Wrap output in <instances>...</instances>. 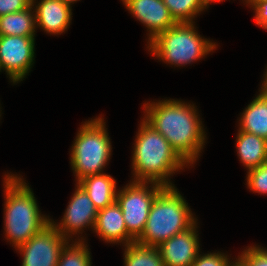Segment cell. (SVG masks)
I'll use <instances>...</instances> for the list:
<instances>
[{"mask_svg": "<svg viewBox=\"0 0 267 266\" xmlns=\"http://www.w3.org/2000/svg\"><path fill=\"white\" fill-rule=\"evenodd\" d=\"M143 107V119L166 138L187 165L194 164L206 140L196 107L175 99L147 102Z\"/></svg>", "mask_w": 267, "mask_h": 266, "instance_id": "6da1fadb", "label": "cell"}, {"mask_svg": "<svg viewBox=\"0 0 267 266\" xmlns=\"http://www.w3.org/2000/svg\"><path fill=\"white\" fill-rule=\"evenodd\" d=\"M132 156V181L155 182L174 187L169 177L188 166L166 138L144 119L138 128Z\"/></svg>", "mask_w": 267, "mask_h": 266, "instance_id": "7a4b0ae2", "label": "cell"}, {"mask_svg": "<svg viewBox=\"0 0 267 266\" xmlns=\"http://www.w3.org/2000/svg\"><path fill=\"white\" fill-rule=\"evenodd\" d=\"M17 176L8 173L3 178L5 236L15 248L27 242L50 223L49 217L39 211L31 188L21 176Z\"/></svg>", "mask_w": 267, "mask_h": 266, "instance_id": "3957f363", "label": "cell"}, {"mask_svg": "<svg viewBox=\"0 0 267 266\" xmlns=\"http://www.w3.org/2000/svg\"><path fill=\"white\" fill-rule=\"evenodd\" d=\"M196 220L177 188L165 187L153 201L145 229L136 242L158 247L172 236L190 228Z\"/></svg>", "mask_w": 267, "mask_h": 266, "instance_id": "277c9868", "label": "cell"}, {"mask_svg": "<svg viewBox=\"0 0 267 266\" xmlns=\"http://www.w3.org/2000/svg\"><path fill=\"white\" fill-rule=\"evenodd\" d=\"M195 22L176 23L148 43V49L160 60L174 66L191 64L216 49V44L202 38Z\"/></svg>", "mask_w": 267, "mask_h": 266, "instance_id": "5b68a950", "label": "cell"}, {"mask_svg": "<svg viewBox=\"0 0 267 266\" xmlns=\"http://www.w3.org/2000/svg\"><path fill=\"white\" fill-rule=\"evenodd\" d=\"M71 146V167L76 181L103 173L111 156V142L103 118L85 121Z\"/></svg>", "mask_w": 267, "mask_h": 266, "instance_id": "8992f818", "label": "cell"}, {"mask_svg": "<svg viewBox=\"0 0 267 266\" xmlns=\"http://www.w3.org/2000/svg\"><path fill=\"white\" fill-rule=\"evenodd\" d=\"M130 182L117 192L116 202L122 210L127 232L137 240L145 229L153 201L165 186L155 182Z\"/></svg>", "mask_w": 267, "mask_h": 266, "instance_id": "52a82bcc", "label": "cell"}, {"mask_svg": "<svg viewBox=\"0 0 267 266\" xmlns=\"http://www.w3.org/2000/svg\"><path fill=\"white\" fill-rule=\"evenodd\" d=\"M35 37L0 35V71L13 84L23 81L34 63Z\"/></svg>", "mask_w": 267, "mask_h": 266, "instance_id": "ba28073f", "label": "cell"}, {"mask_svg": "<svg viewBox=\"0 0 267 266\" xmlns=\"http://www.w3.org/2000/svg\"><path fill=\"white\" fill-rule=\"evenodd\" d=\"M68 241L49 223L16 250L23 256L22 266H57L61 250Z\"/></svg>", "mask_w": 267, "mask_h": 266, "instance_id": "9c48e42d", "label": "cell"}, {"mask_svg": "<svg viewBox=\"0 0 267 266\" xmlns=\"http://www.w3.org/2000/svg\"><path fill=\"white\" fill-rule=\"evenodd\" d=\"M76 184L75 192L70 202H68L69 204L61 221L57 224L50 219V223L68 240L72 238V234H82L85 227L89 228L90 226V228L94 229L98 213L86 191L78 183Z\"/></svg>", "mask_w": 267, "mask_h": 266, "instance_id": "30bf717a", "label": "cell"}, {"mask_svg": "<svg viewBox=\"0 0 267 266\" xmlns=\"http://www.w3.org/2000/svg\"><path fill=\"white\" fill-rule=\"evenodd\" d=\"M195 222L158 246L165 266H191L200 252Z\"/></svg>", "mask_w": 267, "mask_h": 266, "instance_id": "8fae6325", "label": "cell"}, {"mask_svg": "<svg viewBox=\"0 0 267 266\" xmlns=\"http://www.w3.org/2000/svg\"><path fill=\"white\" fill-rule=\"evenodd\" d=\"M126 8L149 30L148 43L177 22L162 0H122Z\"/></svg>", "mask_w": 267, "mask_h": 266, "instance_id": "7c38bea8", "label": "cell"}, {"mask_svg": "<svg viewBox=\"0 0 267 266\" xmlns=\"http://www.w3.org/2000/svg\"><path fill=\"white\" fill-rule=\"evenodd\" d=\"M93 230L101 239L108 243H122L126 246L136 241L127 232L122 210L117 202L98 210Z\"/></svg>", "mask_w": 267, "mask_h": 266, "instance_id": "4fadbf2b", "label": "cell"}, {"mask_svg": "<svg viewBox=\"0 0 267 266\" xmlns=\"http://www.w3.org/2000/svg\"><path fill=\"white\" fill-rule=\"evenodd\" d=\"M35 12L36 28L40 27L49 34H62L67 31L72 20V9L61 0H40ZM36 7V8H35Z\"/></svg>", "mask_w": 267, "mask_h": 266, "instance_id": "5bb4252c", "label": "cell"}, {"mask_svg": "<svg viewBox=\"0 0 267 266\" xmlns=\"http://www.w3.org/2000/svg\"><path fill=\"white\" fill-rule=\"evenodd\" d=\"M76 183L86 191L97 210L116 202V180L111 175L105 173L89 175Z\"/></svg>", "mask_w": 267, "mask_h": 266, "instance_id": "9a60e30c", "label": "cell"}, {"mask_svg": "<svg viewBox=\"0 0 267 266\" xmlns=\"http://www.w3.org/2000/svg\"><path fill=\"white\" fill-rule=\"evenodd\" d=\"M259 92L241 114L239 130L267 140V93L262 88Z\"/></svg>", "mask_w": 267, "mask_h": 266, "instance_id": "2e32d148", "label": "cell"}, {"mask_svg": "<svg viewBox=\"0 0 267 266\" xmlns=\"http://www.w3.org/2000/svg\"><path fill=\"white\" fill-rule=\"evenodd\" d=\"M236 147L241 163L248 170L267 161V140L263 137L238 130Z\"/></svg>", "mask_w": 267, "mask_h": 266, "instance_id": "e0dca14e", "label": "cell"}, {"mask_svg": "<svg viewBox=\"0 0 267 266\" xmlns=\"http://www.w3.org/2000/svg\"><path fill=\"white\" fill-rule=\"evenodd\" d=\"M35 29L36 19L32 5L20 12L0 16V35L35 37Z\"/></svg>", "mask_w": 267, "mask_h": 266, "instance_id": "ac0fdd59", "label": "cell"}, {"mask_svg": "<svg viewBox=\"0 0 267 266\" xmlns=\"http://www.w3.org/2000/svg\"><path fill=\"white\" fill-rule=\"evenodd\" d=\"M124 266H165L158 247L132 242L124 246Z\"/></svg>", "mask_w": 267, "mask_h": 266, "instance_id": "d6986e66", "label": "cell"}, {"mask_svg": "<svg viewBox=\"0 0 267 266\" xmlns=\"http://www.w3.org/2000/svg\"><path fill=\"white\" fill-rule=\"evenodd\" d=\"M169 9L171 16L177 23L194 22L193 19L204 9L208 8V4L204 0H162Z\"/></svg>", "mask_w": 267, "mask_h": 266, "instance_id": "ffe728a7", "label": "cell"}, {"mask_svg": "<svg viewBox=\"0 0 267 266\" xmlns=\"http://www.w3.org/2000/svg\"><path fill=\"white\" fill-rule=\"evenodd\" d=\"M73 244H67L61 250L57 266H91V254L83 237ZM71 245V246H70Z\"/></svg>", "mask_w": 267, "mask_h": 266, "instance_id": "44dd1931", "label": "cell"}, {"mask_svg": "<svg viewBox=\"0 0 267 266\" xmlns=\"http://www.w3.org/2000/svg\"><path fill=\"white\" fill-rule=\"evenodd\" d=\"M240 266H267V249L261 246H250L236 258Z\"/></svg>", "mask_w": 267, "mask_h": 266, "instance_id": "7402d4cb", "label": "cell"}, {"mask_svg": "<svg viewBox=\"0 0 267 266\" xmlns=\"http://www.w3.org/2000/svg\"><path fill=\"white\" fill-rule=\"evenodd\" d=\"M247 187L254 193L267 194V161L257 168L248 170Z\"/></svg>", "mask_w": 267, "mask_h": 266, "instance_id": "603a6c76", "label": "cell"}, {"mask_svg": "<svg viewBox=\"0 0 267 266\" xmlns=\"http://www.w3.org/2000/svg\"><path fill=\"white\" fill-rule=\"evenodd\" d=\"M225 253L217 252V253H207L204 255L198 254L196 260L193 262L191 266H233L236 263V260L231 262L229 261ZM231 262V263H230Z\"/></svg>", "mask_w": 267, "mask_h": 266, "instance_id": "cb8c5ba5", "label": "cell"}, {"mask_svg": "<svg viewBox=\"0 0 267 266\" xmlns=\"http://www.w3.org/2000/svg\"><path fill=\"white\" fill-rule=\"evenodd\" d=\"M32 0H0V16L29 8Z\"/></svg>", "mask_w": 267, "mask_h": 266, "instance_id": "d4e9b609", "label": "cell"}, {"mask_svg": "<svg viewBox=\"0 0 267 266\" xmlns=\"http://www.w3.org/2000/svg\"><path fill=\"white\" fill-rule=\"evenodd\" d=\"M252 8L255 10V23L267 30V0L260 1Z\"/></svg>", "mask_w": 267, "mask_h": 266, "instance_id": "484cf974", "label": "cell"}, {"mask_svg": "<svg viewBox=\"0 0 267 266\" xmlns=\"http://www.w3.org/2000/svg\"><path fill=\"white\" fill-rule=\"evenodd\" d=\"M264 75L265 76L261 88L267 93V69Z\"/></svg>", "mask_w": 267, "mask_h": 266, "instance_id": "4316f807", "label": "cell"}, {"mask_svg": "<svg viewBox=\"0 0 267 266\" xmlns=\"http://www.w3.org/2000/svg\"><path fill=\"white\" fill-rule=\"evenodd\" d=\"M244 1H245V3L247 2V4H249L251 6V8H252L253 6H255L260 1H263V0H244Z\"/></svg>", "mask_w": 267, "mask_h": 266, "instance_id": "83f0119b", "label": "cell"}, {"mask_svg": "<svg viewBox=\"0 0 267 266\" xmlns=\"http://www.w3.org/2000/svg\"><path fill=\"white\" fill-rule=\"evenodd\" d=\"M63 3H66L68 6H70L71 7V3H74V2H76V1H78V0H61Z\"/></svg>", "mask_w": 267, "mask_h": 266, "instance_id": "f1b7e54d", "label": "cell"}, {"mask_svg": "<svg viewBox=\"0 0 267 266\" xmlns=\"http://www.w3.org/2000/svg\"><path fill=\"white\" fill-rule=\"evenodd\" d=\"M208 5L212 2H221L223 0H204Z\"/></svg>", "mask_w": 267, "mask_h": 266, "instance_id": "f546056e", "label": "cell"}, {"mask_svg": "<svg viewBox=\"0 0 267 266\" xmlns=\"http://www.w3.org/2000/svg\"><path fill=\"white\" fill-rule=\"evenodd\" d=\"M233 266H240L237 262Z\"/></svg>", "mask_w": 267, "mask_h": 266, "instance_id": "4dcf8cb0", "label": "cell"}]
</instances>
